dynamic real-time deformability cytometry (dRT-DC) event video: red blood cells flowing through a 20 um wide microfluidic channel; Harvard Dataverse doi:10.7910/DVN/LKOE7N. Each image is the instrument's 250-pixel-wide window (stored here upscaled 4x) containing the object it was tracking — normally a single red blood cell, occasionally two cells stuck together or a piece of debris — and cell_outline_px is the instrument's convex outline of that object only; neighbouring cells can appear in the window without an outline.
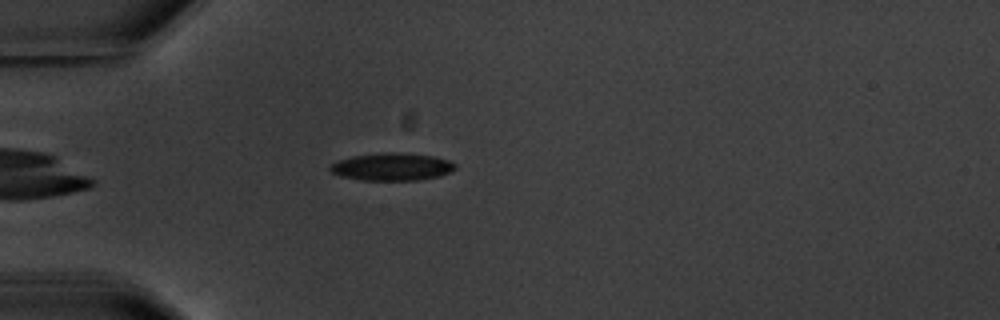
{"species": "common noctule bat (a hibernating species)", "species_latin": "Nyctalus noctula", "temperature_condition": "warm", "stored_images_in_passage": 6, "camera_frame_rate_fps": 3000, "um_per_image_px": 0.085, "animal": {"sex": "male", "body_mass_g": 20.1, "forearm_length_mm": 53.5}, "frame": {"image": 1, "passage_image": 6, "time_ms": 6.667, "image_size_px": [1000, 320], "cell_outline_px": [[456, 168], [440, 176], [416, 180], [360, 180], [340, 176], [332, 172], [328, 168], [332, 164], [340, 160], [352, 156], [384, 152], [392, 152], [432, 156], [448, 160], [456, 164]], "centroid_in_image_um": [33.3, 14.18], "position_along_channel_um": 51.7, "area_um2": 19.88}}